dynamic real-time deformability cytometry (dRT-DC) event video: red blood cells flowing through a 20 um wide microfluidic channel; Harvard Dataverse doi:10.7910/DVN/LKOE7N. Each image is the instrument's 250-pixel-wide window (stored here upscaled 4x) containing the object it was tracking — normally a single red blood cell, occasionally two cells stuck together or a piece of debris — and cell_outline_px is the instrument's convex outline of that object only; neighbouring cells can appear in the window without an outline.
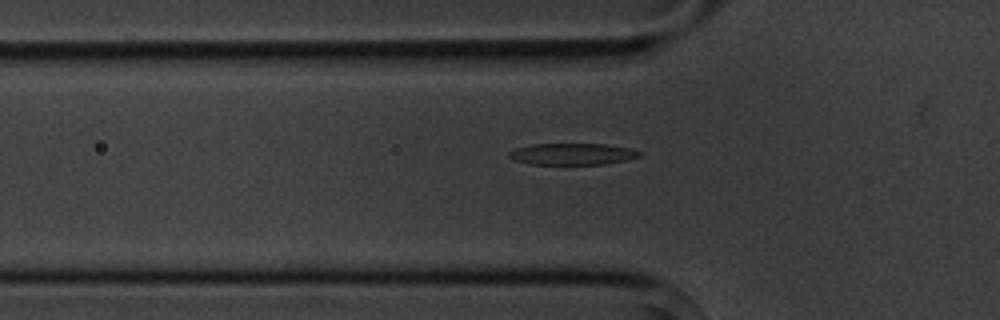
{"species": "common noctule bat (a hibernating species)", "species_latin": "Nyctalus noctula", "temperature_condition": "cold", "stored_images_in_passage": 6, "camera_frame_rate_fps": 3000, "um_per_image_px": 0.085, "animal": {"sex": "male", "body_mass_g": 20.1, "forearm_length_mm": 53.5}, "frame": {"image": 1, "passage_image": 5, "time_ms": 5.667, "image_size_px": [1000, 320], "cell_outline_px": [[644, 152], [640, 156], [624, 160], [604, 164], [532, 164], [516, 160], [508, 156], [508, 152], [516, 148], [532, 144], [604, 144], [628, 148]], "centroid_in_image_um": [48.66, 13.09], "position_along_channel_um": 77.1, "area_um2": 16.18}}
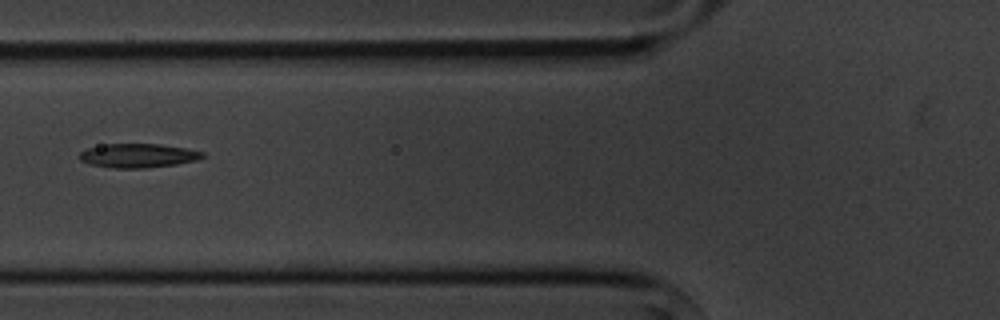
{"frame": {"image": 2, "passage_image": 6, "time_ms": 6.667, "image_size_px": [1000, 320], "cell_outline_px": [[204, 156], [196, 160], [176, 164], [144, 168], [112, 168], [88, 164], [80, 160], [76, 156], [80, 152], [88, 148], [108, 144], [160, 144], [188, 148], [204, 152]], "centroid_in_image_um": [11.71, 13.23], "position_along_channel_um": 114.1, "area_um2": 17.28}}